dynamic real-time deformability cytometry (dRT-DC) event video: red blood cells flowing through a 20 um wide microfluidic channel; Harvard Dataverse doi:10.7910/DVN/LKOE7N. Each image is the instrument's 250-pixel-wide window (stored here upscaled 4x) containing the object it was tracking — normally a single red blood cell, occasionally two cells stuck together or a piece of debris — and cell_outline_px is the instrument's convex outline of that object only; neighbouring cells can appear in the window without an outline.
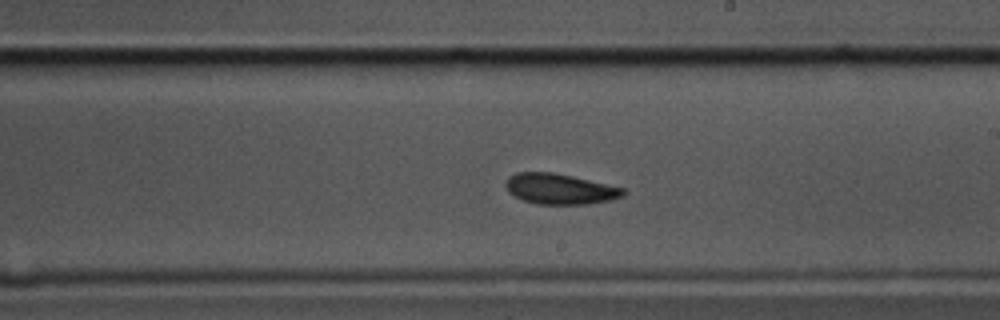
{"species": "common noctule bat (a hibernating species)", "species_latin": "Nyctalus noctula", "temperature_condition": "cold", "stored_images_in_passage": 44, "camera_frame_rate_fps": 3000, "um_per_image_px": 0.085, "animal": {"sex": "male", "body_mass_g": 17.5, "forearm_length_mm": 52.3}, "frame": {"image": 1, "passage_image": 18, "time_ms": 5.667, "image_size_px": [1000, 320], "cell_outline_px": [[628, 192], [624, 196], [608, 200], [588, 204], [536, 204], [512, 196], [508, 192], [504, 184], [508, 176], [516, 172], [552, 172], [572, 176], [624, 188]], "centroid_in_image_um": [47.55, 16.06], "position_along_channel_um": 241.4, "area_um2": 21.04}}
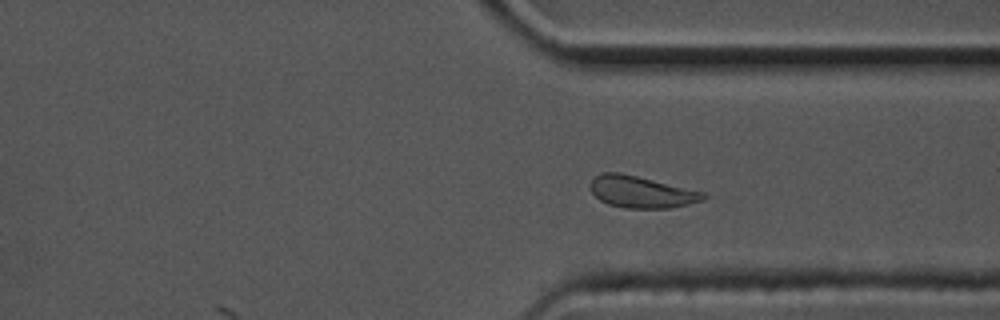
{"frame": {"image": 2, "passage_image": 28, "time_ms": 9.0, "image_size_px": [1000, 320], "cell_outline_px": [[708, 196], [704, 200], [688, 204], [668, 208], [624, 208], [608, 204], [600, 200], [592, 192], [592, 180], [600, 172], [620, 172], [704, 192]], "centroid_in_image_um": [54.53, 16.32], "position_along_channel_um": 356.9, "area_um2": 20.69}}
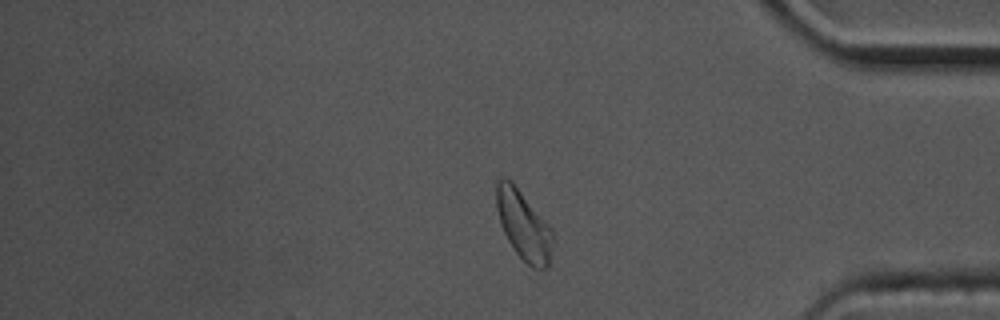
{"frame": {"image": 3, "passage_image": 33, "time_ms": 10.667, "image_size_px": [1000, 320], "cell_outline_px": [[556, 240], [548, 268], [532, 268], [512, 248], [500, 224], [496, 208], [496, 180], [500, 176], [508, 176], [516, 184], [552, 228]], "centroid_in_image_um": [44.53, 19.1], "position_along_channel_um": 390.7, "area_um2": 23.58}, "authors_computed_cell_mechanics": {"area_um2": 21.7906, "velocity_mm_per_s": 3.4519, "shape_relaxation_time_tau1_ms": 4.23, "shape_relaxation_time_tau2_ms": 6.0311, "deformation_change_tau1": 0.1031, "deformation_change_tau2": 0.1004}}